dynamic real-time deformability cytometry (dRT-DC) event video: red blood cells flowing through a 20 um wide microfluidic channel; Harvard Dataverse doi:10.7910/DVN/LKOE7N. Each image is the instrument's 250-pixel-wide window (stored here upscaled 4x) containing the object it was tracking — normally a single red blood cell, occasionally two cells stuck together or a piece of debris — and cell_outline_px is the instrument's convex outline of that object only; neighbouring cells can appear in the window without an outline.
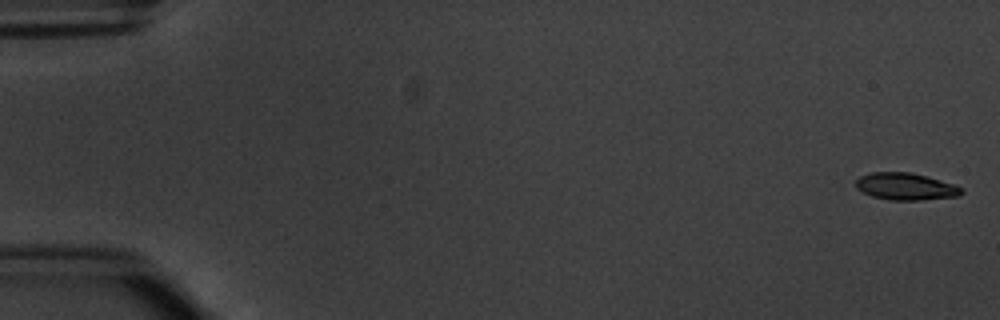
{"species": "common noctule bat (a hibernating species)", "species_latin": "Nyctalus noctula", "temperature_condition": "warm", "stored_images_in_passage": 3, "camera_frame_rate_fps": 3000, "um_per_image_px": 0.085, "animal": {"sex": "male", "body_mass_g": 20.1, "forearm_length_mm": 53.5}, "frame": {"image": 1, "passage_image": 1, "time_ms": 0.0, "image_size_px": [1000, 320], "cell_outline_px": [[964, 192], [960, 196], [920, 200], [892, 200], [872, 196], [856, 188], [856, 180], [860, 176], [872, 172], [912, 172], [928, 176], [956, 184], [964, 188]], "centroid_in_image_um": [77.05, 15.84], "position_along_channel_um": 7.9, "area_um2": 16.88}}